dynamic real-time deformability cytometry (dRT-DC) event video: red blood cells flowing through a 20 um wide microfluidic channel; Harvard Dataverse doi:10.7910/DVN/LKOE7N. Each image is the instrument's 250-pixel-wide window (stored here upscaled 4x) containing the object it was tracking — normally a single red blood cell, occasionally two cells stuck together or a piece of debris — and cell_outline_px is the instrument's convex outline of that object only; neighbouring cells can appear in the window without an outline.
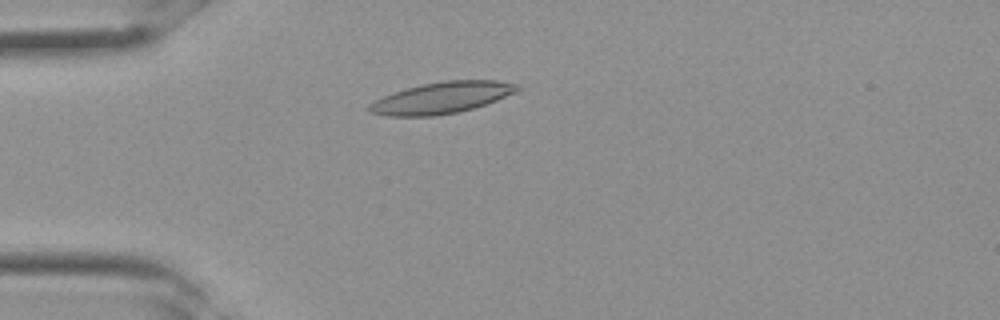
{"species": "Egyptian fruit bat (a non-hibernating species)", "species_latin": "Rousettus aegyptiacus", "temperature_condition": "room temperature", "stored_images_in_passage": 26, "camera_frame_rate_fps": 3000, "um_per_image_px": 0.085, "frame": {"image": 1, "passage_image": 2, "time_ms": 0.333, "image_size_px": [1000, 320], "cell_outline_px": [[520, 88], [516, 92], [496, 100], [472, 108], [456, 112], [432, 116], [388, 116], [368, 112], [368, 104], [384, 96], [408, 88], [424, 84], [444, 80], [496, 80], [520, 84]], "centroid_in_image_um": [37.56, 8.3], "position_along_channel_um": 47.4, "area_um2": 26.76}}
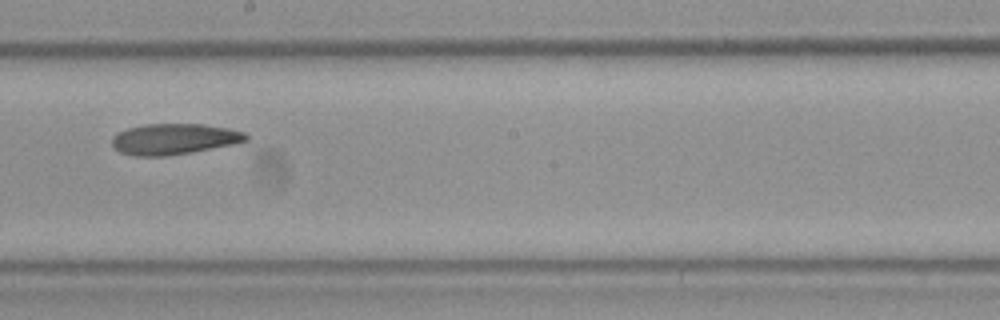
{"frame": {"image": 2, "passage_image": 12, "time_ms": 3.667, "image_size_px": [1000, 320], "cell_outline_px": [[248, 140], [232, 144], [168, 156], [132, 156], [120, 152], [112, 144], [112, 136], [116, 132], [128, 128], [144, 124], [204, 124], [228, 128], [244, 132], [248, 136]], "centroid_in_image_um": [14.75, 11.81], "position_along_channel_um": 233.4, "area_um2": 24.04}}
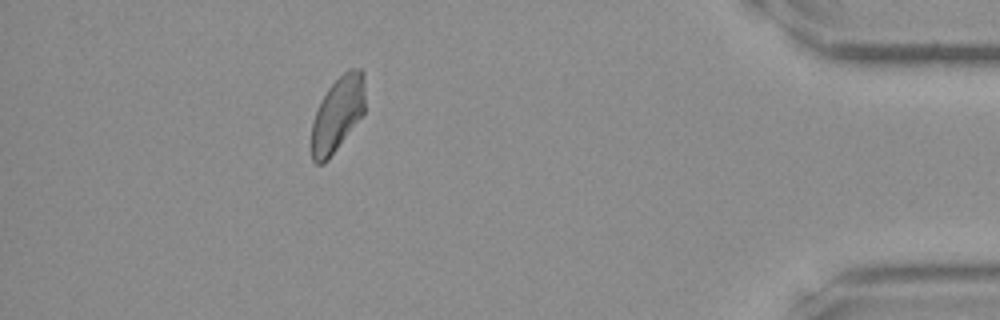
{"frame": {"image": 3, "passage_image": 23, "time_ms": 7.333, "image_size_px": [1000, 320], "cell_outline_px": [[364, 112], [328, 160], [324, 164], [316, 164], [312, 160], [312, 124], [320, 100], [328, 88], [348, 68], [360, 68], [364, 72]], "centroid_in_image_um": [28.69, 9.68], "position_along_channel_um": 406.5, "area_um2": 23.12}}